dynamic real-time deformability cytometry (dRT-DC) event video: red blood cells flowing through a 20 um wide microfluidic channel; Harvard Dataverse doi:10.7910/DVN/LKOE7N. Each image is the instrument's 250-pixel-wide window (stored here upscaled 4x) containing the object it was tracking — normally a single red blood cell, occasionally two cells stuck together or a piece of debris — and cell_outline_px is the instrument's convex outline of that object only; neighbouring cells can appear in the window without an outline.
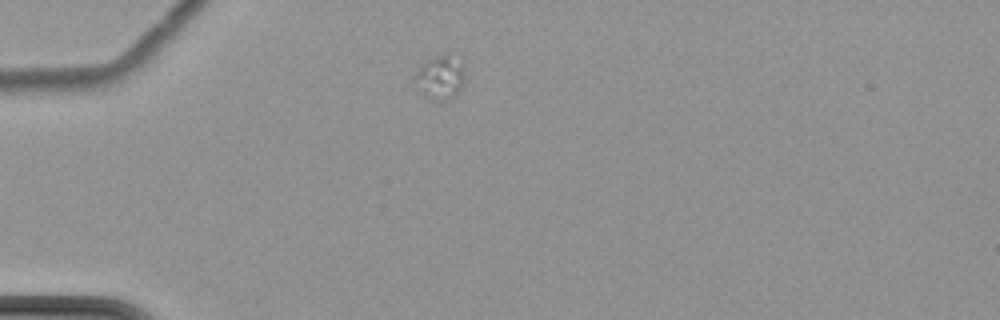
{"species": "common noctule bat (a hibernating species)", "species_latin": "Nyctalus noctula", "temperature_condition": "cold", "stored_images_in_passage": 1, "camera_frame_rate_fps": 3000, "um_per_image_px": 0.085, "animal": {"sex": "female", "body_mass_g": 22.7, "forearm_length_mm": 54.2}, "frame": {"image": 1, "passage_image": 1, "time_ms": 0.0, "image_size_px": [1000, 320], "cell_outline_px": [[464, 80], [460, 88], [448, 100], [432, 100], [420, 92], [416, 76], [416, 72], [432, 56], [448, 52], [464, 68]], "centroid_in_image_um": [37.44, 6.56], "position_along_channel_um": 47.6, "area_um2": 12.31}}